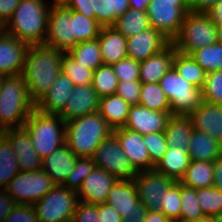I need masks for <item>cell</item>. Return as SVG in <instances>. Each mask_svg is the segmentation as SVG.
<instances>
[{
	"label": "cell",
	"mask_w": 222,
	"mask_h": 222,
	"mask_svg": "<svg viewBox=\"0 0 222 222\" xmlns=\"http://www.w3.org/2000/svg\"><path fill=\"white\" fill-rule=\"evenodd\" d=\"M63 51L45 44H31L26 53L21 76L36 105L61 73Z\"/></svg>",
	"instance_id": "obj_1"
},
{
	"label": "cell",
	"mask_w": 222,
	"mask_h": 222,
	"mask_svg": "<svg viewBox=\"0 0 222 222\" xmlns=\"http://www.w3.org/2000/svg\"><path fill=\"white\" fill-rule=\"evenodd\" d=\"M47 0H21L4 31L18 40L31 44H43L47 32L51 6Z\"/></svg>",
	"instance_id": "obj_2"
},
{
	"label": "cell",
	"mask_w": 222,
	"mask_h": 222,
	"mask_svg": "<svg viewBox=\"0 0 222 222\" xmlns=\"http://www.w3.org/2000/svg\"><path fill=\"white\" fill-rule=\"evenodd\" d=\"M113 133L107 121L94 112L66 122L65 143L77 157H92L99 144Z\"/></svg>",
	"instance_id": "obj_3"
},
{
	"label": "cell",
	"mask_w": 222,
	"mask_h": 222,
	"mask_svg": "<svg viewBox=\"0 0 222 222\" xmlns=\"http://www.w3.org/2000/svg\"><path fill=\"white\" fill-rule=\"evenodd\" d=\"M34 109L22 76L4 77L0 88V132L22 127Z\"/></svg>",
	"instance_id": "obj_4"
},
{
	"label": "cell",
	"mask_w": 222,
	"mask_h": 222,
	"mask_svg": "<svg viewBox=\"0 0 222 222\" xmlns=\"http://www.w3.org/2000/svg\"><path fill=\"white\" fill-rule=\"evenodd\" d=\"M22 127L42 160L65 144L66 123L58 114L43 113L35 108Z\"/></svg>",
	"instance_id": "obj_5"
},
{
	"label": "cell",
	"mask_w": 222,
	"mask_h": 222,
	"mask_svg": "<svg viewBox=\"0 0 222 222\" xmlns=\"http://www.w3.org/2000/svg\"><path fill=\"white\" fill-rule=\"evenodd\" d=\"M216 42L215 23L205 12L193 11L186 14L178 35L172 41L176 50L186 55Z\"/></svg>",
	"instance_id": "obj_6"
},
{
	"label": "cell",
	"mask_w": 222,
	"mask_h": 222,
	"mask_svg": "<svg viewBox=\"0 0 222 222\" xmlns=\"http://www.w3.org/2000/svg\"><path fill=\"white\" fill-rule=\"evenodd\" d=\"M159 84L170 102L172 115H189L203 101L202 89L181 77L173 67Z\"/></svg>",
	"instance_id": "obj_7"
},
{
	"label": "cell",
	"mask_w": 222,
	"mask_h": 222,
	"mask_svg": "<svg viewBox=\"0 0 222 222\" xmlns=\"http://www.w3.org/2000/svg\"><path fill=\"white\" fill-rule=\"evenodd\" d=\"M78 201L76 191L55 185L33 207L38 222H72Z\"/></svg>",
	"instance_id": "obj_8"
},
{
	"label": "cell",
	"mask_w": 222,
	"mask_h": 222,
	"mask_svg": "<svg viewBox=\"0 0 222 222\" xmlns=\"http://www.w3.org/2000/svg\"><path fill=\"white\" fill-rule=\"evenodd\" d=\"M190 11L187 0H150L146 10L151 27L171 42Z\"/></svg>",
	"instance_id": "obj_9"
},
{
	"label": "cell",
	"mask_w": 222,
	"mask_h": 222,
	"mask_svg": "<svg viewBox=\"0 0 222 222\" xmlns=\"http://www.w3.org/2000/svg\"><path fill=\"white\" fill-rule=\"evenodd\" d=\"M55 185L49 175L39 169L36 171H19L5 190L17 204L33 205Z\"/></svg>",
	"instance_id": "obj_10"
},
{
	"label": "cell",
	"mask_w": 222,
	"mask_h": 222,
	"mask_svg": "<svg viewBox=\"0 0 222 222\" xmlns=\"http://www.w3.org/2000/svg\"><path fill=\"white\" fill-rule=\"evenodd\" d=\"M92 160L96 167L119 180H133L138 174L113 133L99 144L92 155Z\"/></svg>",
	"instance_id": "obj_11"
},
{
	"label": "cell",
	"mask_w": 222,
	"mask_h": 222,
	"mask_svg": "<svg viewBox=\"0 0 222 222\" xmlns=\"http://www.w3.org/2000/svg\"><path fill=\"white\" fill-rule=\"evenodd\" d=\"M67 53L75 47L72 28V10L68 7H51L48 14L47 32L44 43Z\"/></svg>",
	"instance_id": "obj_12"
},
{
	"label": "cell",
	"mask_w": 222,
	"mask_h": 222,
	"mask_svg": "<svg viewBox=\"0 0 222 222\" xmlns=\"http://www.w3.org/2000/svg\"><path fill=\"white\" fill-rule=\"evenodd\" d=\"M126 220L144 219L147 207L140 201L133 180H117L106 200Z\"/></svg>",
	"instance_id": "obj_13"
},
{
	"label": "cell",
	"mask_w": 222,
	"mask_h": 222,
	"mask_svg": "<svg viewBox=\"0 0 222 222\" xmlns=\"http://www.w3.org/2000/svg\"><path fill=\"white\" fill-rule=\"evenodd\" d=\"M133 181L137 195L147 210H160L165 193L175 182L155 169L138 172Z\"/></svg>",
	"instance_id": "obj_14"
},
{
	"label": "cell",
	"mask_w": 222,
	"mask_h": 222,
	"mask_svg": "<svg viewBox=\"0 0 222 222\" xmlns=\"http://www.w3.org/2000/svg\"><path fill=\"white\" fill-rule=\"evenodd\" d=\"M29 44L3 31L0 34V74L21 75Z\"/></svg>",
	"instance_id": "obj_15"
},
{
	"label": "cell",
	"mask_w": 222,
	"mask_h": 222,
	"mask_svg": "<svg viewBox=\"0 0 222 222\" xmlns=\"http://www.w3.org/2000/svg\"><path fill=\"white\" fill-rule=\"evenodd\" d=\"M171 116V112L153 111L139 104L131 105L124 127L142 135L163 132Z\"/></svg>",
	"instance_id": "obj_16"
},
{
	"label": "cell",
	"mask_w": 222,
	"mask_h": 222,
	"mask_svg": "<svg viewBox=\"0 0 222 222\" xmlns=\"http://www.w3.org/2000/svg\"><path fill=\"white\" fill-rule=\"evenodd\" d=\"M99 103L100 97L92 85L75 86L63 110L58 115L66 123L97 112L99 110Z\"/></svg>",
	"instance_id": "obj_17"
},
{
	"label": "cell",
	"mask_w": 222,
	"mask_h": 222,
	"mask_svg": "<svg viewBox=\"0 0 222 222\" xmlns=\"http://www.w3.org/2000/svg\"><path fill=\"white\" fill-rule=\"evenodd\" d=\"M2 133L11 142L12 150L18 161L19 171L42 169V159L35 152L31 139L23 127L5 129Z\"/></svg>",
	"instance_id": "obj_18"
},
{
	"label": "cell",
	"mask_w": 222,
	"mask_h": 222,
	"mask_svg": "<svg viewBox=\"0 0 222 222\" xmlns=\"http://www.w3.org/2000/svg\"><path fill=\"white\" fill-rule=\"evenodd\" d=\"M113 134L117 137L121 148L138 172L154 169L155 166L151 163L142 134L125 127L114 129Z\"/></svg>",
	"instance_id": "obj_19"
},
{
	"label": "cell",
	"mask_w": 222,
	"mask_h": 222,
	"mask_svg": "<svg viewBox=\"0 0 222 222\" xmlns=\"http://www.w3.org/2000/svg\"><path fill=\"white\" fill-rule=\"evenodd\" d=\"M171 41L154 28H148L127 38L128 58L138 62L164 49Z\"/></svg>",
	"instance_id": "obj_20"
},
{
	"label": "cell",
	"mask_w": 222,
	"mask_h": 222,
	"mask_svg": "<svg viewBox=\"0 0 222 222\" xmlns=\"http://www.w3.org/2000/svg\"><path fill=\"white\" fill-rule=\"evenodd\" d=\"M117 180L107 171L96 167L84 178L82 186L77 192L78 199L89 204L105 203L111 187Z\"/></svg>",
	"instance_id": "obj_21"
},
{
	"label": "cell",
	"mask_w": 222,
	"mask_h": 222,
	"mask_svg": "<svg viewBox=\"0 0 222 222\" xmlns=\"http://www.w3.org/2000/svg\"><path fill=\"white\" fill-rule=\"evenodd\" d=\"M188 116L194 129L209 134L222 144V105L202 101Z\"/></svg>",
	"instance_id": "obj_22"
},
{
	"label": "cell",
	"mask_w": 222,
	"mask_h": 222,
	"mask_svg": "<svg viewBox=\"0 0 222 222\" xmlns=\"http://www.w3.org/2000/svg\"><path fill=\"white\" fill-rule=\"evenodd\" d=\"M77 156L65 143L42 160V170L56 185H63L76 165Z\"/></svg>",
	"instance_id": "obj_23"
},
{
	"label": "cell",
	"mask_w": 222,
	"mask_h": 222,
	"mask_svg": "<svg viewBox=\"0 0 222 222\" xmlns=\"http://www.w3.org/2000/svg\"><path fill=\"white\" fill-rule=\"evenodd\" d=\"M177 52L170 42L164 49L140 62V81L142 83H159L160 79L173 67Z\"/></svg>",
	"instance_id": "obj_24"
},
{
	"label": "cell",
	"mask_w": 222,
	"mask_h": 222,
	"mask_svg": "<svg viewBox=\"0 0 222 222\" xmlns=\"http://www.w3.org/2000/svg\"><path fill=\"white\" fill-rule=\"evenodd\" d=\"M74 87L75 85L71 79L61 72L47 93L35 105V108L43 113L59 114L63 110Z\"/></svg>",
	"instance_id": "obj_25"
},
{
	"label": "cell",
	"mask_w": 222,
	"mask_h": 222,
	"mask_svg": "<svg viewBox=\"0 0 222 222\" xmlns=\"http://www.w3.org/2000/svg\"><path fill=\"white\" fill-rule=\"evenodd\" d=\"M103 64L113 65L125 59L127 55V38L114 27H101L98 36Z\"/></svg>",
	"instance_id": "obj_26"
},
{
	"label": "cell",
	"mask_w": 222,
	"mask_h": 222,
	"mask_svg": "<svg viewBox=\"0 0 222 222\" xmlns=\"http://www.w3.org/2000/svg\"><path fill=\"white\" fill-rule=\"evenodd\" d=\"M188 153L191 160L213 162L222 155V144L209 134L193 129Z\"/></svg>",
	"instance_id": "obj_27"
},
{
	"label": "cell",
	"mask_w": 222,
	"mask_h": 222,
	"mask_svg": "<svg viewBox=\"0 0 222 222\" xmlns=\"http://www.w3.org/2000/svg\"><path fill=\"white\" fill-rule=\"evenodd\" d=\"M193 129L188 115H172L164 130L168 147L188 152Z\"/></svg>",
	"instance_id": "obj_28"
},
{
	"label": "cell",
	"mask_w": 222,
	"mask_h": 222,
	"mask_svg": "<svg viewBox=\"0 0 222 222\" xmlns=\"http://www.w3.org/2000/svg\"><path fill=\"white\" fill-rule=\"evenodd\" d=\"M130 106L123 98L113 94L100 98L98 112L114 130L125 126Z\"/></svg>",
	"instance_id": "obj_29"
},
{
	"label": "cell",
	"mask_w": 222,
	"mask_h": 222,
	"mask_svg": "<svg viewBox=\"0 0 222 222\" xmlns=\"http://www.w3.org/2000/svg\"><path fill=\"white\" fill-rule=\"evenodd\" d=\"M191 162L189 153L177 148H167L166 153L154 169L167 177L180 181Z\"/></svg>",
	"instance_id": "obj_30"
},
{
	"label": "cell",
	"mask_w": 222,
	"mask_h": 222,
	"mask_svg": "<svg viewBox=\"0 0 222 222\" xmlns=\"http://www.w3.org/2000/svg\"><path fill=\"white\" fill-rule=\"evenodd\" d=\"M91 5L101 27H113L117 18L130 9L129 0H91Z\"/></svg>",
	"instance_id": "obj_31"
},
{
	"label": "cell",
	"mask_w": 222,
	"mask_h": 222,
	"mask_svg": "<svg viewBox=\"0 0 222 222\" xmlns=\"http://www.w3.org/2000/svg\"><path fill=\"white\" fill-rule=\"evenodd\" d=\"M180 182L186 187L195 189L213 186V162L191 160L190 165Z\"/></svg>",
	"instance_id": "obj_32"
},
{
	"label": "cell",
	"mask_w": 222,
	"mask_h": 222,
	"mask_svg": "<svg viewBox=\"0 0 222 222\" xmlns=\"http://www.w3.org/2000/svg\"><path fill=\"white\" fill-rule=\"evenodd\" d=\"M173 68L192 85L201 89L204 87L207 73L191 55L177 51L173 59Z\"/></svg>",
	"instance_id": "obj_33"
},
{
	"label": "cell",
	"mask_w": 222,
	"mask_h": 222,
	"mask_svg": "<svg viewBox=\"0 0 222 222\" xmlns=\"http://www.w3.org/2000/svg\"><path fill=\"white\" fill-rule=\"evenodd\" d=\"M113 27L124 37L129 38L141 31L151 28V25L146 11L130 8L122 16L117 18Z\"/></svg>",
	"instance_id": "obj_34"
},
{
	"label": "cell",
	"mask_w": 222,
	"mask_h": 222,
	"mask_svg": "<svg viewBox=\"0 0 222 222\" xmlns=\"http://www.w3.org/2000/svg\"><path fill=\"white\" fill-rule=\"evenodd\" d=\"M77 63L95 71L103 64L98 38L78 43L67 52Z\"/></svg>",
	"instance_id": "obj_35"
},
{
	"label": "cell",
	"mask_w": 222,
	"mask_h": 222,
	"mask_svg": "<svg viewBox=\"0 0 222 222\" xmlns=\"http://www.w3.org/2000/svg\"><path fill=\"white\" fill-rule=\"evenodd\" d=\"M18 172L19 165L11 142L0 132V189H5Z\"/></svg>",
	"instance_id": "obj_36"
},
{
	"label": "cell",
	"mask_w": 222,
	"mask_h": 222,
	"mask_svg": "<svg viewBox=\"0 0 222 222\" xmlns=\"http://www.w3.org/2000/svg\"><path fill=\"white\" fill-rule=\"evenodd\" d=\"M139 105L153 111L171 112L170 102L159 83H142Z\"/></svg>",
	"instance_id": "obj_37"
},
{
	"label": "cell",
	"mask_w": 222,
	"mask_h": 222,
	"mask_svg": "<svg viewBox=\"0 0 222 222\" xmlns=\"http://www.w3.org/2000/svg\"><path fill=\"white\" fill-rule=\"evenodd\" d=\"M118 82L112 65L102 64L93 73L92 87L100 98L116 94Z\"/></svg>",
	"instance_id": "obj_38"
},
{
	"label": "cell",
	"mask_w": 222,
	"mask_h": 222,
	"mask_svg": "<svg viewBox=\"0 0 222 222\" xmlns=\"http://www.w3.org/2000/svg\"><path fill=\"white\" fill-rule=\"evenodd\" d=\"M72 28L75 35V46L80 42L98 38L101 26L95 19L72 10Z\"/></svg>",
	"instance_id": "obj_39"
},
{
	"label": "cell",
	"mask_w": 222,
	"mask_h": 222,
	"mask_svg": "<svg viewBox=\"0 0 222 222\" xmlns=\"http://www.w3.org/2000/svg\"><path fill=\"white\" fill-rule=\"evenodd\" d=\"M61 72L67 75L75 86L92 85L94 71L77 63L68 53L61 57Z\"/></svg>",
	"instance_id": "obj_40"
},
{
	"label": "cell",
	"mask_w": 222,
	"mask_h": 222,
	"mask_svg": "<svg viewBox=\"0 0 222 222\" xmlns=\"http://www.w3.org/2000/svg\"><path fill=\"white\" fill-rule=\"evenodd\" d=\"M191 56L206 73L222 70V45L218 42L194 51Z\"/></svg>",
	"instance_id": "obj_41"
},
{
	"label": "cell",
	"mask_w": 222,
	"mask_h": 222,
	"mask_svg": "<svg viewBox=\"0 0 222 222\" xmlns=\"http://www.w3.org/2000/svg\"><path fill=\"white\" fill-rule=\"evenodd\" d=\"M197 200L204 216L222 213V191L213 186L197 189Z\"/></svg>",
	"instance_id": "obj_42"
},
{
	"label": "cell",
	"mask_w": 222,
	"mask_h": 222,
	"mask_svg": "<svg viewBox=\"0 0 222 222\" xmlns=\"http://www.w3.org/2000/svg\"><path fill=\"white\" fill-rule=\"evenodd\" d=\"M204 216L197 200V189L181 183L180 221H190Z\"/></svg>",
	"instance_id": "obj_43"
},
{
	"label": "cell",
	"mask_w": 222,
	"mask_h": 222,
	"mask_svg": "<svg viewBox=\"0 0 222 222\" xmlns=\"http://www.w3.org/2000/svg\"><path fill=\"white\" fill-rule=\"evenodd\" d=\"M160 211L174 222H180L181 182L175 181L165 193Z\"/></svg>",
	"instance_id": "obj_44"
},
{
	"label": "cell",
	"mask_w": 222,
	"mask_h": 222,
	"mask_svg": "<svg viewBox=\"0 0 222 222\" xmlns=\"http://www.w3.org/2000/svg\"><path fill=\"white\" fill-rule=\"evenodd\" d=\"M95 168L96 164L92 160V157H77L75 168L70 173L63 186L78 192L84 178Z\"/></svg>",
	"instance_id": "obj_45"
},
{
	"label": "cell",
	"mask_w": 222,
	"mask_h": 222,
	"mask_svg": "<svg viewBox=\"0 0 222 222\" xmlns=\"http://www.w3.org/2000/svg\"><path fill=\"white\" fill-rule=\"evenodd\" d=\"M202 99L222 105V70L206 74L205 84L202 88Z\"/></svg>",
	"instance_id": "obj_46"
},
{
	"label": "cell",
	"mask_w": 222,
	"mask_h": 222,
	"mask_svg": "<svg viewBox=\"0 0 222 222\" xmlns=\"http://www.w3.org/2000/svg\"><path fill=\"white\" fill-rule=\"evenodd\" d=\"M151 163L156 166L167 151L168 145L164 131L143 135Z\"/></svg>",
	"instance_id": "obj_47"
},
{
	"label": "cell",
	"mask_w": 222,
	"mask_h": 222,
	"mask_svg": "<svg viewBox=\"0 0 222 222\" xmlns=\"http://www.w3.org/2000/svg\"><path fill=\"white\" fill-rule=\"evenodd\" d=\"M118 81L140 80V62L125 58L112 65Z\"/></svg>",
	"instance_id": "obj_48"
},
{
	"label": "cell",
	"mask_w": 222,
	"mask_h": 222,
	"mask_svg": "<svg viewBox=\"0 0 222 222\" xmlns=\"http://www.w3.org/2000/svg\"><path fill=\"white\" fill-rule=\"evenodd\" d=\"M141 84L140 80L119 81L116 94L123 98L129 105H138Z\"/></svg>",
	"instance_id": "obj_49"
},
{
	"label": "cell",
	"mask_w": 222,
	"mask_h": 222,
	"mask_svg": "<svg viewBox=\"0 0 222 222\" xmlns=\"http://www.w3.org/2000/svg\"><path fill=\"white\" fill-rule=\"evenodd\" d=\"M72 222H101L99 220L98 204L78 201Z\"/></svg>",
	"instance_id": "obj_50"
},
{
	"label": "cell",
	"mask_w": 222,
	"mask_h": 222,
	"mask_svg": "<svg viewBox=\"0 0 222 222\" xmlns=\"http://www.w3.org/2000/svg\"><path fill=\"white\" fill-rule=\"evenodd\" d=\"M5 222H38V218L33 205L16 204Z\"/></svg>",
	"instance_id": "obj_51"
},
{
	"label": "cell",
	"mask_w": 222,
	"mask_h": 222,
	"mask_svg": "<svg viewBox=\"0 0 222 222\" xmlns=\"http://www.w3.org/2000/svg\"><path fill=\"white\" fill-rule=\"evenodd\" d=\"M99 220L101 222H122L121 214L111 207L108 203L98 204Z\"/></svg>",
	"instance_id": "obj_52"
},
{
	"label": "cell",
	"mask_w": 222,
	"mask_h": 222,
	"mask_svg": "<svg viewBox=\"0 0 222 222\" xmlns=\"http://www.w3.org/2000/svg\"><path fill=\"white\" fill-rule=\"evenodd\" d=\"M16 204L5 189H0V222H5L7 216L12 212Z\"/></svg>",
	"instance_id": "obj_53"
},
{
	"label": "cell",
	"mask_w": 222,
	"mask_h": 222,
	"mask_svg": "<svg viewBox=\"0 0 222 222\" xmlns=\"http://www.w3.org/2000/svg\"><path fill=\"white\" fill-rule=\"evenodd\" d=\"M67 7L85 15L87 18L95 19V12L92 11L91 0H72Z\"/></svg>",
	"instance_id": "obj_54"
},
{
	"label": "cell",
	"mask_w": 222,
	"mask_h": 222,
	"mask_svg": "<svg viewBox=\"0 0 222 222\" xmlns=\"http://www.w3.org/2000/svg\"><path fill=\"white\" fill-rule=\"evenodd\" d=\"M20 1L21 0H0V21L2 24L5 25L11 18Z\"/></svg>",
	"instance_id": "obj_55"
},
{
	"label": "cell",
	"mask_w": 222,
	"mask_h": 222,
	"mask_svg": "<svg viewBox=\"0 0 222 222\" xmlns=\"http://www.w3.org/2000/svg\"><path fill=\"white\" fill-rule=\"evenodd\" d=\"M188 6L193 12H206L214 4L218 3L221 0H187Z\"/></svg>",
	"instance_id": "obj_56"
},
{
	"label": "cell",
	"mask_w": 222,
	"mask_h": 222,
	"mask_svg": "<svg viewBox=\"0 0 222 222\" xmlns=\"http://www.w3.org/2000/svg\"><path fill=\"white\" fill-rule=\"evenodd\" d=\"M214 183L213 187L222 191V155L213 161Z\"/></svg>",
	"instance_id": "obj_57"
},
{
	"label": "cell",
	"mask_w": 222,
	"mask_h": 222,
	"mask_svg": "<svg viewBox=\"0 0 222 222\" xmlns=\"http://www.w3.org/2000/svg\"><path fill=\"white\" fill-rule=\"evenodd\" d=\"M215 25H222V0L205 12Z\"/></svg>",
	"instance_id": "obj_58"
},
{
	"label": "cell",
	"mask_w": 222,
	"mask_h": 222,
	"mask_svg": "<svg viewBox=\"0 0 222 222\" xmlns=\"http://www.w3.org/2000/svg\"><path fill=\"white\" fill-rule=\"evenodd\" d=\"M144 222H174L166 217L160 210H147Z\"/></svg>",
	"instance_id": "obj_59"
},
{
	"label": "cell",
	"mask_w": 222,
	"mask_h": 222,
	"mask_svg": "<svg viewBox=\"0 0 222 222\" xmlns=\"http://www.w3.org/2000/svg\"><path fill=\"white\" fill-rule=\"evenodd\" d=\"M150 0H129V6L132 9L146 11Z\"/></svg>",
	"instance_id": "obj_60"
},
{
	"label": "cell",
	"mask_w": 222,
	"mask_h": 222,
	"mask_svg": "<svg viewBox=\"0 0 222 222\" xmlns=\"http://www.w3.org/2000/svg\"><path fill=\"white\" fill-rule=\"evenodd\" d=\"M72 0H52L47 1L51 7H67Z\"/></svg>",
	"instance_id": "obj_61"
},
{
	"label": "cell",
	"mask_w": 222,
	"mask_h": 222,
	"mask_svg": "<svg viewBox=\"0 0 222 222\" xmlns=\"http://www.w3.org/2000/svg\"><path fill=\"white\" fill-rule=\"evenodd\" d=\"M180 222H214L212 216H202L190 221H180Z\"/></svg>",
	"instance_id": "obj_62"
},
{
	"label": "cell",
	"mask_w": 222,
	"mask_h": 222,
	"mask_svg": "<svg viewBox=\"0 0 222 222\" xmlns=\"http://www.w3.org/2000/svg\"><path fill=\"white\" fill-rule=\"evenodd\" d=\"M217 42L222 45V25H216Z\"/></svg>",
	"instance_id": "obj_63"
},
{
	"label": "cell",
	"mask_w": 222,
	"mask_h": 222,
	"mask_svg": "<svg viewBox=\"0 0 222 222\" xmlns=\"http://www.w3.org/2000/svg\"><path fill=\"white\" fill-rule=\"evenodd\" d=\"M214 222H222V213L213 217Z\"/></svg>",
	"instance_id": "obj_64"
},
{
	"label": "cell",
	"mask_w": 222,
	"mask_h": 222,
	"mask_svg": "<svg viewBox=\"0 0 222 222\" xmlns=\"http://www.w3.org/2000/svg\"><path fill=\"white\" fill-rule=\"evenodd\" d=\"M122 222H144V219H140V220H126V219H123Z\"/></svg>",
	"instance_id": "obj_65"
},
{
	"label": "cell",
	"mask_w": 222,
	"mask_h": 222,
	"mask_svg": "<svg viewBox=\"0 0 222 222\" xmlns=\"http://www.w3.org/2000/svg\"><path fill=\"white\" fill-rule=\"evenodd\" d=\"M4 31V24L0 21V34Z\"/></svg>",
	"instance_id": "obj_66"
},
{
	"label": "cell",
	"mask_w": 222,
	"mask_h": 222,
	"mask_svg": "<svg viewBox=\"0 0 222 222\" xmlns=\"http://www.w3.org/2000/svg\"><path fill=\"white\" fill-rule=\"evenodd\" d=\"M3 78H4V76L0 74V88H1V85H2V82H3Z\"/></svg>",
	"instance_id": "obj_67"
}]
</instances>
